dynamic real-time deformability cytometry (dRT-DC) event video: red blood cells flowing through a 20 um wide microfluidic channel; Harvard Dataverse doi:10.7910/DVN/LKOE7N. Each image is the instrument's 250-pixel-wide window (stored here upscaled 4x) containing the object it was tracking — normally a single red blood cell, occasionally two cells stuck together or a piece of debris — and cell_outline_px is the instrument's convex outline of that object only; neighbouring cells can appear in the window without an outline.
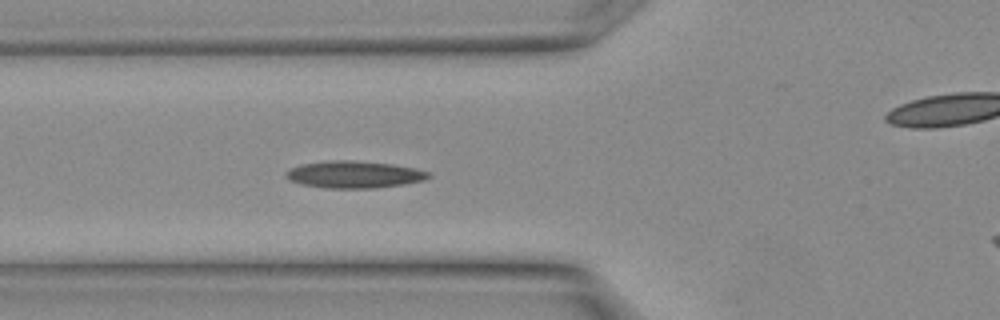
{"species": "Egyptian fruit bat (a non-hibernating species)", "species_latin": "Rousettus aegyptiacus", "temperature_condition": "warm", "stored_images_in_passage": 6, "camera_frame_rate_fps": 3000, "um_per_image_px": 0.085, "animal": {"sex": "female"}, "frame": {"image": 1, "passage_image": 4, "time_ms": 1.0, "image_size_px": [1000, 320], "cell_outline_px": [[432, 176], [424, 180], [404, 184], [376, 188], [324, 188], [300, 184], [288, 180], [284, 176], [284, 172], [288, 168], [300, 164], [328, 160], [356, 160], [392, 164], [416, 168], [432, 172]], "centroid_in_image_um": [30.07, 14.82], "position_along_channel_um": 95.7, "area_um2": 23.0}}
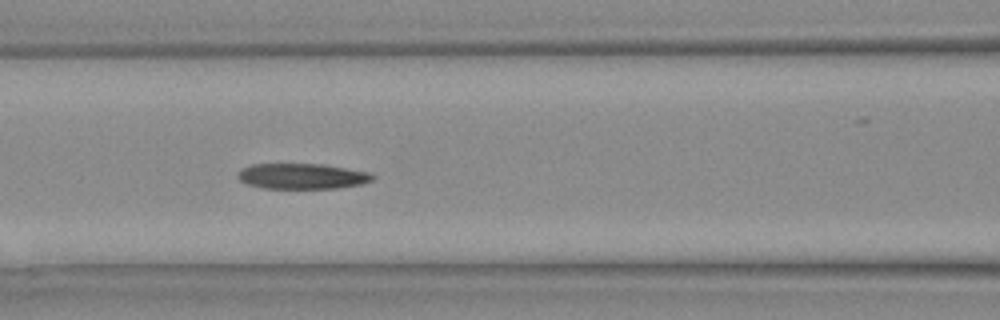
{"frame": {"image": 2, "passage_image": 6, "time_ms": 1.667, "image_size_px": [1000, 320], "cell_outline_px": [[376, 176], [372, 180], [360, 184], [336, 188], [264, 188], [248, 184], [240, 180], [236, 176], [244, 168], [252, 164], [324, 164], [372, 172]], "centroid_in_image_um": [25.73, 14.97], "position_along_channel_um": 140.9, "area_um2": 20.0}}